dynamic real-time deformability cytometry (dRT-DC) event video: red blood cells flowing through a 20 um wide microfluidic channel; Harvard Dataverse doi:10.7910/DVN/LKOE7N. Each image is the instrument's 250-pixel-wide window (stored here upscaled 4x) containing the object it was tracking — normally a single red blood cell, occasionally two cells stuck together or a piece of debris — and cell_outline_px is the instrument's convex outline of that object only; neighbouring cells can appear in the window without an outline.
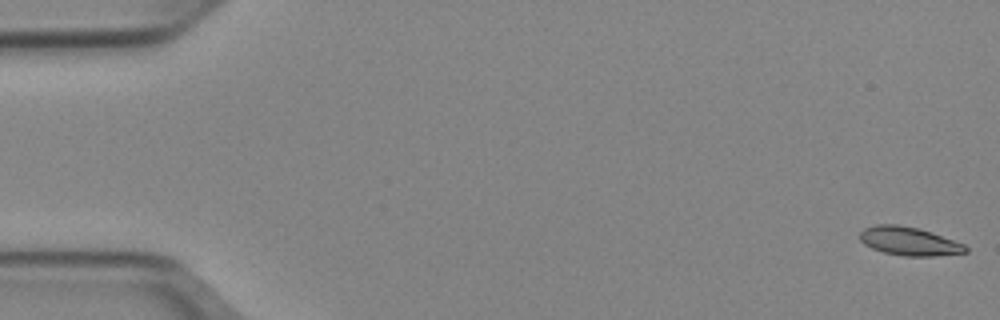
{"species": "Egyptian fruit bat (a non-hibernating species)", "species_latin": "Rousettus aegyptiacus", "temperature_condition": "cold", "stored_images_in_passage": 52, "camera_frame_rate_fps": 3000, "um_per_image_px": 0.085, "animal": {"sex": "female"}, "frame": {"image": 1, "passage_image": 1, "time_ms": 0.0, "image_size_px": [1000, 320], "cell_outline_px": [[968, 252], [936, 256], [904, 256], [884, 252], [872, 248], [864, 244], [860, 240], [860, 232], [864, 228], [876, 224], [896, 224], [920, 228], [932, 232], [964, 244], [968, 248]], "centroid_in_image_um": [77.28, 20.5], "position_along_channel_um": 7.7, "area_um2": 17.63}}
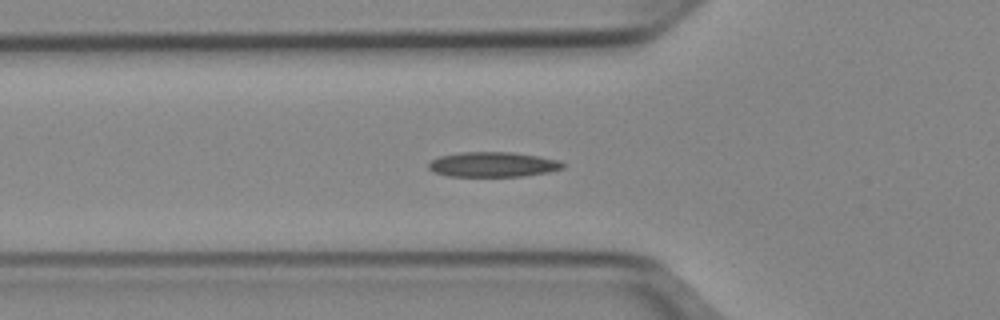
{"frame": {"image": 2, "passage_image": 18, "time_ms": 5.667, "image_size_px": [1000, 320], "cell_outline_px": [[564, 168], [548, 172], [524, 176], [448, 176], [436, 172], [428, 168], [428, 164], [432, 160], [440, 156], [460, 152], [512, 152], [560, 160], [564, 164]], "centroid_in_image_um": [41.91, 13.98], "position_along_channel_um": 83.9, "area_um2": 19.42}}
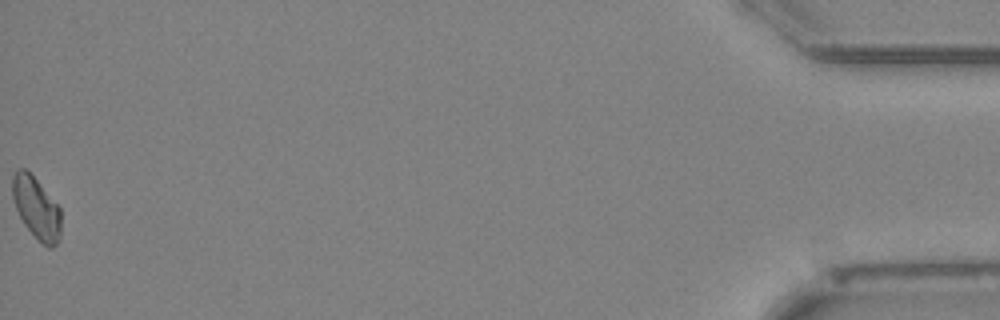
{"frame": {"image": 3, "passage_image": 52, "time_ms": 17.0, "image_size_px": [1000, 320], "cell_outline_px": [[60, 236], [56, 244], [52, 248], [48, 248], [24, 224], [16, 208], [12, 196], [12, 176], [16, 168], [24, 168], [36, 180], [60, 208]], "centroid_in_image_um": [3.07, 17.66], "position_along_channel_um": 432.1, "area_um2": 17.05}, "authors_computed_cell_mechanics": {"area_um2": 18.0625, "velocity_mm_per_s": 3.9336, "shape_relaxation_time_tau1_ms": 7.2837, "shape_relaxation_time_tau2_ms": null, "deformation_change_tau1": 0.1431, "deformation_change_tau2": null}}